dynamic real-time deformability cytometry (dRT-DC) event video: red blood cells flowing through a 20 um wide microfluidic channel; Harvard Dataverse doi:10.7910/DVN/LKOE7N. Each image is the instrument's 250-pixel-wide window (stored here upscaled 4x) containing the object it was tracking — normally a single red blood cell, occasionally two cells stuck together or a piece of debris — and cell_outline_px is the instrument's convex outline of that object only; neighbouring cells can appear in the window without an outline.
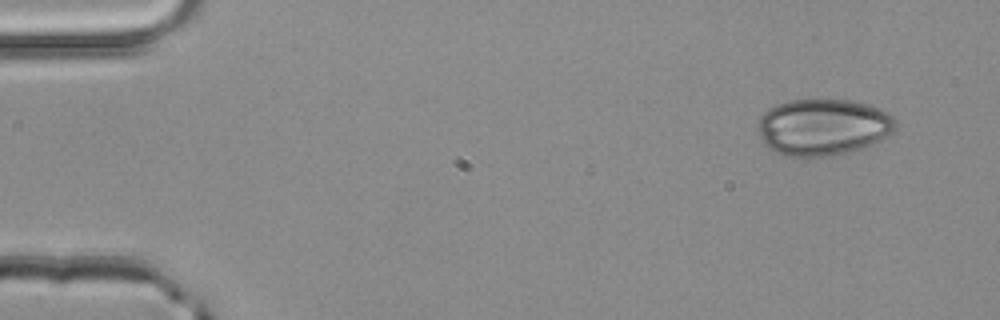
{"species": "common noctule bat (a hibernating species)", "species_latin": "Nyctalus noctula", "temperature_condition": "room temperature", "stored_images_in_passage": 3, "camera_frame_rate_fps": 3000, "um_per_image_px": 0.085, "animal": {"sex": "male", "body_mass_g": 20.4}, "frame": {"image": 1, "passage_image": 1, "time_ms": 0.0, "image_size_px": [1000, 320], "cell_outline_px": [[896, 128], [892, 132], [880, 140], [872, 144], [848, 152], [832, 156], [784, 156], [768, 148], [764, 144], [760, 136], [756, 124], [760, 116], [768, 108], [776, 104], [788, 100], [848, 100], [868, 104], [880, 108], [888, 112], [896, 120]], "centroid_in_image_um": [69.93, 10.79], "position_along_channel_um": 15.1, "area_um2": 45.66}}